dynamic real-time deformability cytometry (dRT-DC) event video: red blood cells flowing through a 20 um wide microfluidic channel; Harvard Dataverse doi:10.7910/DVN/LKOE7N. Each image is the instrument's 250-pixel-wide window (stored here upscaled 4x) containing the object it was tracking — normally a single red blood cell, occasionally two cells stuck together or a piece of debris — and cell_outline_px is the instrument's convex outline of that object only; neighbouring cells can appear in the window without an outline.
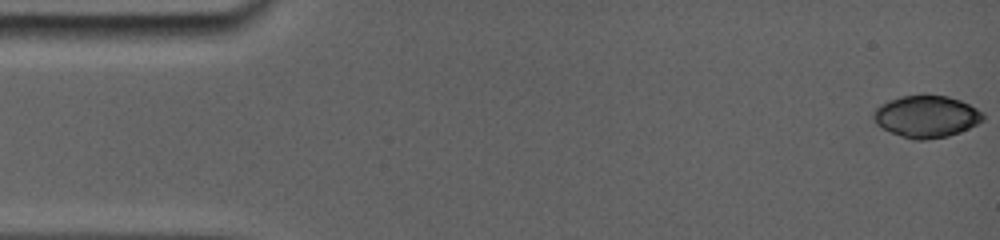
{"species": "common noctule bat (a hibernating species)", "species_latin": "Nyctalus noctula", "temperature_condition": "room temperature", "stored_images_in_passage": 16, "camera_frame_rate_fps": 5000, "um_per_image_px": 0.085, "animal": {"sex": "female", "body_mass_g": 19.0, "forearm_length_mm": 56.7}, "frame": {"image": 1, "passage_image": 1, "time_ms": 0.0, "image_size_px": [1000, 240], "cell_outline_px": [[984, 116], [976, 124], [968, 128], [944, 136], [904, 136], [892, 132], [884, 128], [876, 120], [876, 108], [880, 104], [888, 100], [900, 96], [924, 92], [928, 92], [948, 96], [960, 100], [976, 108]], "centroid_in_image_um": [78.75, 9.78], "position_along_channel_um": 6.2, "area_um2": 25.72}}
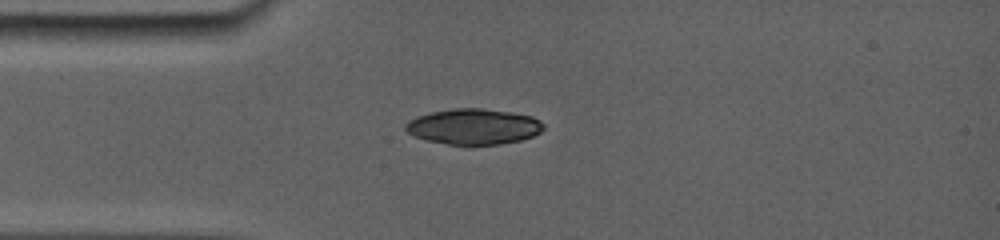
{"frame": {"image": 2, "passage_image": 14, "time_ms": 4.0, "image_size_px": [1000, 240], "cell_outline_px": [[544, 128], [540, 132], [532, 136], [516, 140], [496, 144], [448, 144], [428, 140], [416, 136], [408, 132], [404, 128], [412, 120], [420, 116], [432, 112], [456, 108], [480, 108], [508, 112], [532, 116], [540, 120], [544, 124]], "centroid_in_image_um": [40.3, 10.75], "position_along_channel_um": 44.7, "area_um2": 27.86}}